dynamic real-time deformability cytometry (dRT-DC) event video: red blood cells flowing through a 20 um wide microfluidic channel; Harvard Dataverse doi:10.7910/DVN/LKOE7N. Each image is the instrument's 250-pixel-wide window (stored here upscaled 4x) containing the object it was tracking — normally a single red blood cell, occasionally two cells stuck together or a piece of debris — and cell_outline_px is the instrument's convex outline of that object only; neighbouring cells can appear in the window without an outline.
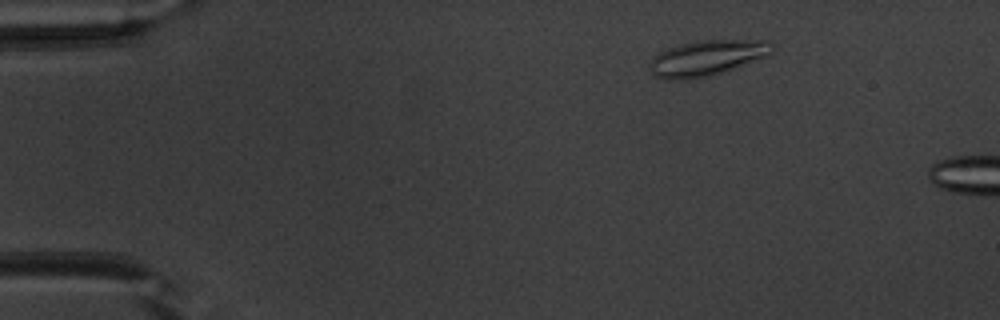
{"species": "common noctule bat (a hibernating species)", "species_latin": "Nyctalus noctula", "temperature_condition": "warm", "stored_images_in_passage": 14, "camera_frame_rate_fps": 3000, "um_per_image_px": 0.085, "animal": {"sex": "male", "body_mass_g": 20.1, "forearm_length_mm": 53.5}, "frame": {"image": 1, "passage_image": 7, "time_ms": 2.0, "image_size_px": [1000, 320], "cell_outline_px": [[776, 48], [772, 52], [764, 56], [732, 68], [708, 76], [688, 80], [664, 80], [656, 76], [652, 72], [648, 64], [664, 48], [680, 44], [700, 40], [768, 40]], "centroid_in_image_um": [60.04, 4.92], "position_along_channel_um": 25.0, "area_um2": 25.09}}